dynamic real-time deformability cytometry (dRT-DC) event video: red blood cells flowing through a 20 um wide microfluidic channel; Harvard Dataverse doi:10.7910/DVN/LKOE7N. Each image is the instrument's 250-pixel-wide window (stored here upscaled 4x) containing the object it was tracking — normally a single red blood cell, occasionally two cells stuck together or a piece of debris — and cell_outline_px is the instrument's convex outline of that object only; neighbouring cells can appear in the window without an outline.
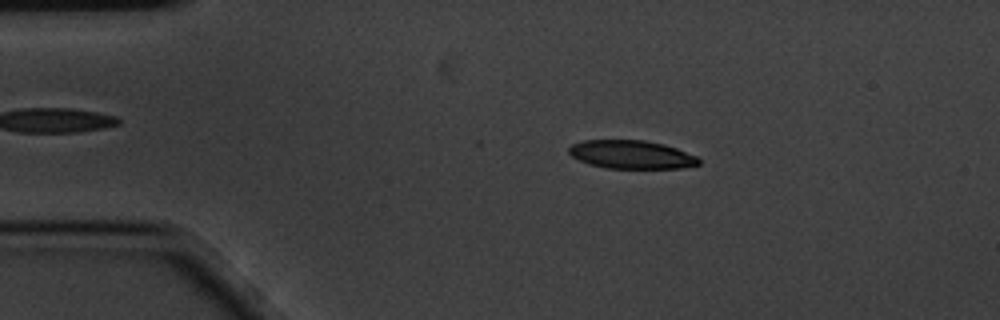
{"species": "common noctule bat (a hibernating species)", "species_latin": "Nyctalus noctula", "temperature_condition": "cold", "stored_images_in_passage": 3, "camera_frame_rate_fps": 3000, "um_per_image_px": 0.085, "animal": {"sex": "male", "body_mass_g": 20.1, "forearm_length_mm": 53.5}, "frame": {"image": 1, "passage_image": 2, "time_ms": 0.333, "image_size_px": [1000, 320], "cell_outline_px": [[700, 164], [680, 168], [608, 168], [592, 164], [580, 160], [572, 156], [568, 152], [568, 148], [572, 144], [584, 140], [644, 140], [664, 144], [676, 148], [696, 156], [700, 160]], "centroid_in_image_um": [53.68, 13.13], "position_along_channel_um": 31.3, "area_um2": 21.27}}